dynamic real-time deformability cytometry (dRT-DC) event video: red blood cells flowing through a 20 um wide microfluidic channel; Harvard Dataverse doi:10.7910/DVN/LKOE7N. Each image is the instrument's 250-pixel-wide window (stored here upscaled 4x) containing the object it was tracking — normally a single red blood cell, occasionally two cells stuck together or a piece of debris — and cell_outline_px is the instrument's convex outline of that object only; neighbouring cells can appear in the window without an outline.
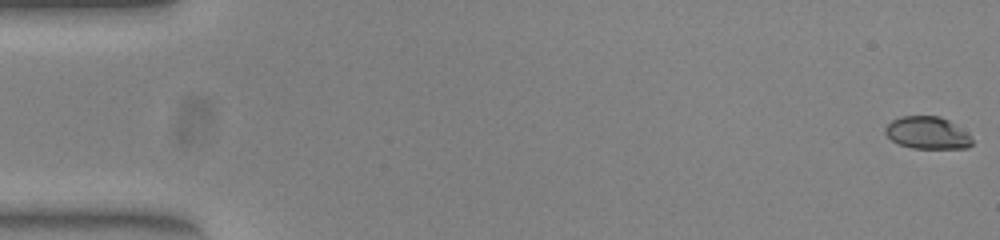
{"species": "common noctule bat (a hibernating species)", "species_latin": "Nyctalus noctula", "temperature_condition": "warm", "stored_images_in_passage": 54, "camera_frame_rate_fps": 3000, "um_per_image_px": 0.085, "animal": {"sex": "female", "body_mass_g": 23.0, "forearm_length_mm": 53.4}, "frame": {"image": 1, "passage_image": 1, "time_ms": 0.0, "image_size_px": [1000, 240], "cell_outline_px": [[972, 144], [968, 148], [912, 148], [900, 144], [892, 140], [884, 132], [884, 128], [892, 120], [900, 116], [940, 116], [948, 120], [968, 132], [972, 136]], "centroid_in_image_um": [78.85, 11.29], "position_along_channel_um": 6.2, "area_um2": 16.42}}
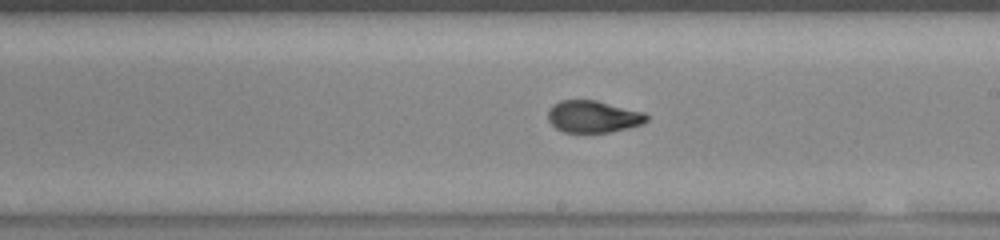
{"frame": {"image": 2, "passage_image": 31, "time_ms": 10.0, "image_size_px": [1000, 240], "cell_outline_px": [[648, 120], [640, 124], [628, 128], [608, 132], [564, 132], [556, 128], [548, 120], [548, 112], [552, 104], [560, 100], [596, 100], [644, 112], [648, 116]], "centroid_in_image_um": [50.4, 9.9], "position_along_channel_um": 238.6, "area_um2": 18.32}}
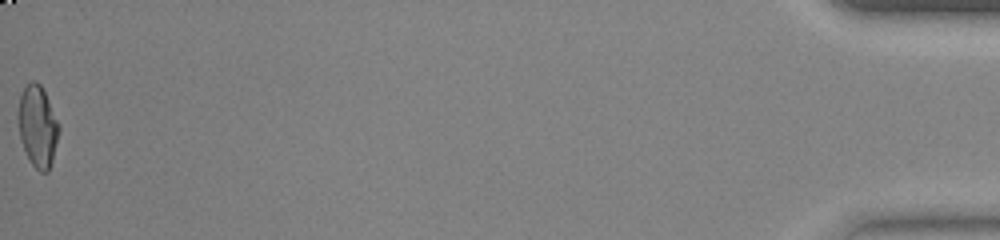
{"frame": {"image": 3, "passage_image": 54, "time_ms": 17.667, "image_size_px": [1000, 240], "cell_outline_px": [[60, 128], [52, 160], [48, 172], [40, 172], [32, 164], [20, 140], [20, 96], [24, 88], [32, 80], [36, 80], [40, 84], [60, 124]], "centroid_in_image_um": [3.24, 10.74], "position_along_channel_um": 432.0, "area_um2": 18.73}, "authors_computed_cell_mechanics": {"area_um2": 18.6116, "velocity_mm_per_s": 3.8754, "shape_relaxation_time_tau1_ms": 4.8002, "shape_relaxation_time_tau2_ms": 1.2096, "deformation_change_tau1": 0.1829, "deformation_change_tau2": 0.0562}}